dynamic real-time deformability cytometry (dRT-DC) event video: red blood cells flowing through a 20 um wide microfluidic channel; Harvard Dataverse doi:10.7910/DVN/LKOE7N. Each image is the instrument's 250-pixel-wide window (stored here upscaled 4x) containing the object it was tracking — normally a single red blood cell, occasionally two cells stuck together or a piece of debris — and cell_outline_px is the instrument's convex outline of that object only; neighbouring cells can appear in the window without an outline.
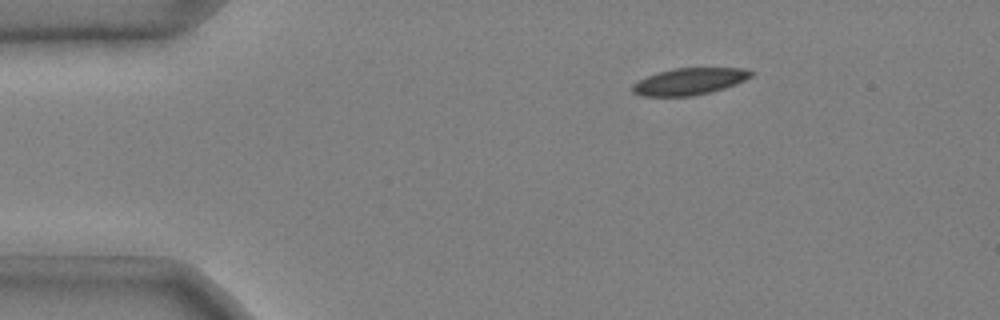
{"species": "common noctule bat (a hibernating species)", "species_latin": "Nyctalus noctula", "temperature_condition": "cold", "stored_images_in_passage": 4, "camera_frame_rate_fps": 3000, "um_per_image_px": 0.085, "animal": {"sex": "male", "body_mass_g": 20.4}, "frame": {"image": 1, "passage_image": 1, "time_ms": 0.0, "image_size_px": [1000, 320], "cell_outline_px": [[756, 72], [752, 76], [736, 84], [724, 88], [692, 96], [644, 96], [632, 92], [632, 84], [648, 76], [660, 72], [676, 68], [744, 68]], "centroid_in_image_um": [58.63, 6.92], "position_along_channel_um": 26.4, "area_um2": 18.32}}